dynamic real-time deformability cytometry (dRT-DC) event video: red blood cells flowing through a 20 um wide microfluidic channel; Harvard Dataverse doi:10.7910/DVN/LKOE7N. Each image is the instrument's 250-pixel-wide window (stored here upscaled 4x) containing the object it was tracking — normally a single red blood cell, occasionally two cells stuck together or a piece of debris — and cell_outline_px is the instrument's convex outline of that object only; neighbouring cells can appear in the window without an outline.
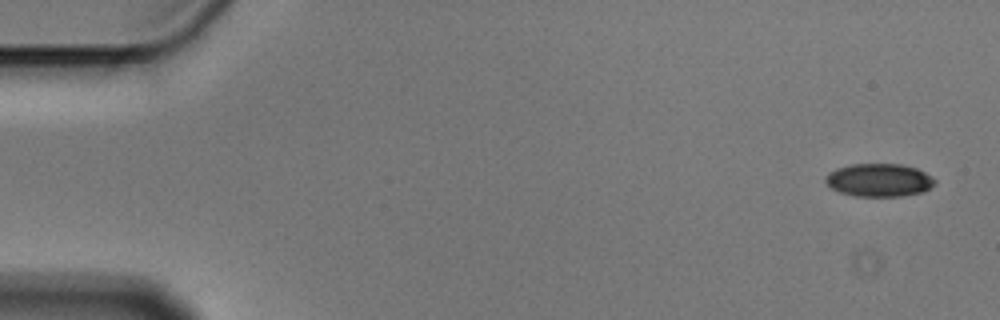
{"species": "Egyptian fruit bat (a non-hibernating species)", "species_latin": "Rousettus aegyptiacus", "temperature_condition": "cold", "stored_images_in_passage": 4, "camera_frame_rate_fps": 3000, "um_per_image_px": 0.085, "animal": {"sex": "male"}, "frame": {"image": 1, "passage_image": 1, "time_ms": 0.0, "image_size_px": [1000, 320], "cell_outline_px": [[936, 184], [924, 192], [900, 196], [856, 196], [840, 192], [832, 188], [824, 180], [828, 172], [836, 168], [852, 164], [900, 164], [916, 168], [932, 176], [936, 180]], "centroid_in_image_um": [74.74, 15.3], "position_along_channel_um": 10.3, "area_um2": 21.1}}
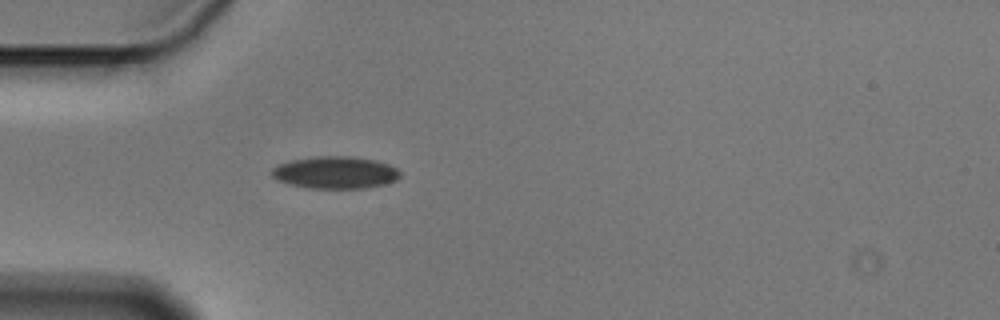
{"frame": {"image": 2, "passage_image": 4, "time_ms": 1.0, "image_size_px": [1000, 320], "cell_outline_px": [[400, 176], [396, 180], [388, 184], [364, 188], [308, 188], [288, 184], [276, 180], [268, 172], [272, 168], [280, 164], [292, 160], [316, 156], [352, 156], [376, 160], [388, 164], [396, 168], [400, 172]], "centroid_in_image_um": [28.49, 14.67], "position_along_channel_um": 56.5, "area_um2": 24.33}}